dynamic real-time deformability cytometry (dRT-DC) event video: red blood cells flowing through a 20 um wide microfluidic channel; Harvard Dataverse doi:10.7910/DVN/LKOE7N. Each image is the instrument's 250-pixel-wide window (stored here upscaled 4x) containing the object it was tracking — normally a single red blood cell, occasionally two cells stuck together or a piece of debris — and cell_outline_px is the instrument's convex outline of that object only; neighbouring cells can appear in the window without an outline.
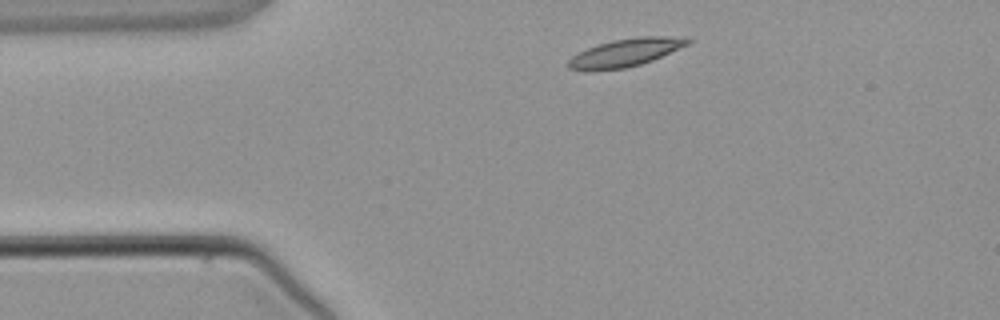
{"species": "common noctule bat (a hibernating species)", "species_latin": "Nyctalus noctula", "temperature_condition": "warm", "stored_images_in_passage": 2, "camera_frame_rate_fps": 3000, "um_per_image_px": 0.085, "animal": {"sex": "male", "body_mass_g": 21.5, "forearm_length_mm": 52.0}, "frame": {"image": 1, "passage_image": 1, "time_ms": 0.0, "image_size_px": [1000, 320], "cell_outline_px": [[692, 40], [688, 44], [652, 60], [640, 64], [624, 68], [588, 72], [584, 72], [568, 68], [568, 60], [572, 56], [596, 44], [612, 40], [640, 36], [684, 36]], "centroid_in_image_um": [53.13, 4.48], "position_along_channel_um": 31.9, "area_um2": 19.59}}